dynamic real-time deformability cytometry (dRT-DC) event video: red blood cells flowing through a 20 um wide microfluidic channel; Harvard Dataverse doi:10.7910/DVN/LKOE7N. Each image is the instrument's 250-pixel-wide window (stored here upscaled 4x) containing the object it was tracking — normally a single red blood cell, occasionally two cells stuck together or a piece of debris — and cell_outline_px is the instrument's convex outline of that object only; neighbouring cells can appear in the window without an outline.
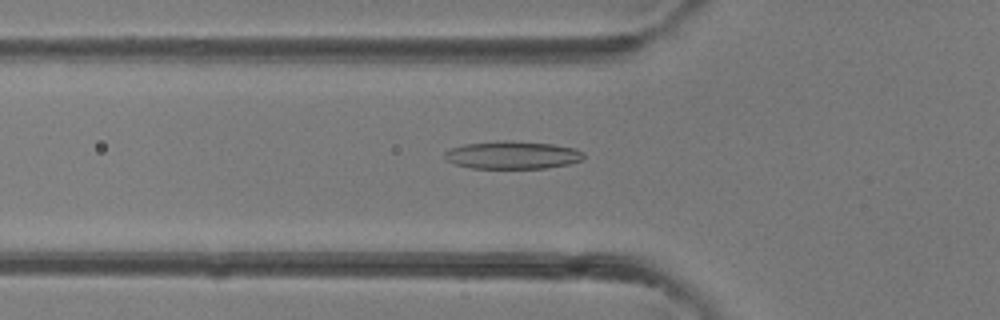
{"species": "common noctule bat (a hibernating species)", "species_latin": "Nyctalus noctula", "temperature_condition": "room temperature", "stored_images_in_passage": 41, "camera_frame_rate_fps": 3000, "um_per_image_px": 0.085, "animal": {"sex": "female"}, "frame": {"image": 1, "passage_image": 14, "time_ms": 4.333, "image_size_px": [1000, 320], "cell_outline_px": [[584, 156], [580, 160], [568, 164], [544, 168], [472, 168], [456, 164], [444, 160], [444, 152], [452, 148], [464, 144], [500, 140], [512, 140], [552, 144], [576, 148], [584, 152]], "centroid_in_image_um": [43.54, 13.17], "position_along_channel_um": 82.3, "area_um2": 22.6}}
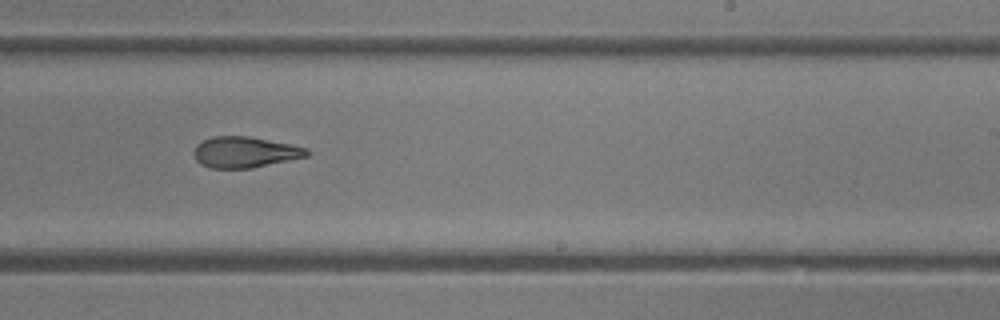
{"frame": {"image": 2, "passage_image": 25, "time_ms": 8.0, "image_size_px": [1000, 320], "cell_outline_px": [[308, 156], [252, 168], [212, 168], [200, 164], [196, 160], [192, 152], [196, 144], [200, 140], [212, 136], [248, 136], [308, 148]], "centroid_in_image_um": [20.74, 12.93], "position_along_channel_um": 268.3, "area_um2": 20.4}}
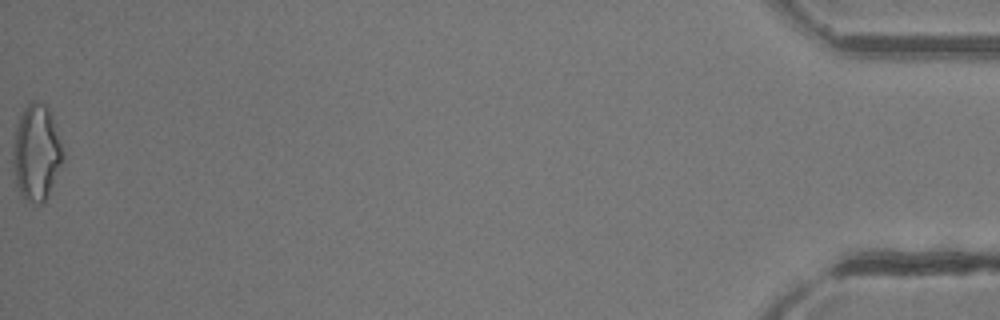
{"frame": {"image": 3, "passage_image": 41, "time_ms": 13.333, "image_size_px": [1000, 320], "cell_outline_px": [[64, 160], [48, 196], [44, 204], [36, 204], [24, 200], [16, 184], [12, 164], [12, 148], [16, 124], [24, 108], [32, 100], [36, 100], [44, 104], [48, 108], [52, 116], [64, 152]], "centroid_in_image_um": [3.09, 13.0], "position_along_channel_um": 432.1, "area_um2": 28.44}}